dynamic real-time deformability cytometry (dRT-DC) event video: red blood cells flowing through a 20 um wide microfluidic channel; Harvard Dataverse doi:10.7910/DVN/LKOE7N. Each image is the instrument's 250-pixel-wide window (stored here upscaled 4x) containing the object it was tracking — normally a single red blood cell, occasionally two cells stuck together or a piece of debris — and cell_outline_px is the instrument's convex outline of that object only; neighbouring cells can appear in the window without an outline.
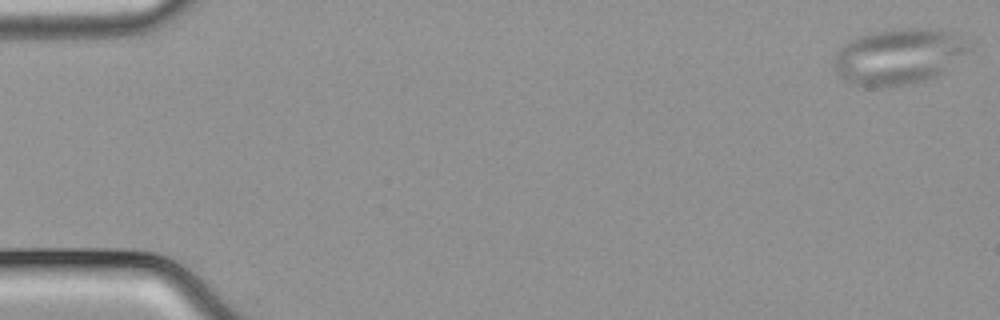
{"species": "common noctule bat (a hibernating species)", "species_latin": "Nyctalus noctula", "temperature_condition": "cold", "stored_images_in_passage": 53, "camera_frame_rate_fps": 3000, "um_per_image_px": 0.085, "animal": {"sex": "male", "body_mass_g": 21.5, "forearm_length_mm": 52.0}, "frame": {"image": 1, "passage_image": 1, "time_ms": 0.0, "image_size_px": [1000, 320], "cell_outline_px": [[972, 48], [936, 76], [924, 80], [904, 84], [864, 88], [840, 76], [832, 68], [832, 60], [836, 52], [844, 44], [860, 36], [872, 32], [900, 28], [928, 28], [944, 32], [956, 36], [972, 44]], "centroid_in_image_um": [76.31, 4.8], "position_along_channel_um": 8.7, "area_um2": 43.23}}
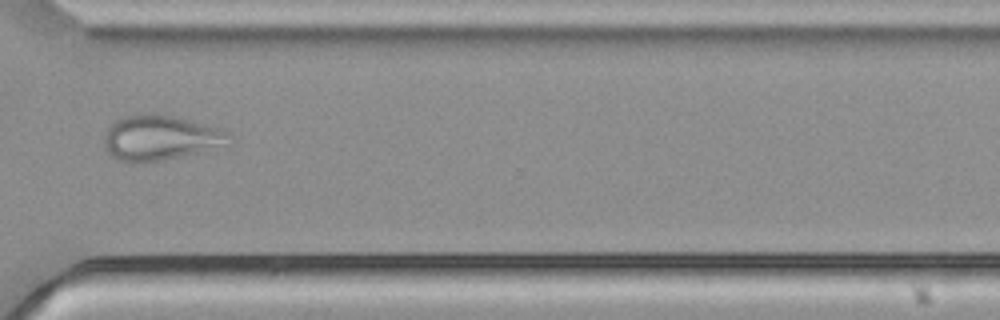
{"frame": {"image": 2, "passage_image": 40, "time_ms": 13.0, "image_size_px": [1000, 320], "cell_outline_px": [[232, 144], [200, 152], [164, 160], [144, 164], [136, 164], [116, 160], [108, 152], [104, 144], [104, 136], [108, 128], [120, 116], [136, 112], [156, 112], [180, 116], [228, 132], [232, 136]], "centroid_in_image_um": [13.61, 11.7], "position_along_channel_um": 357.0, "area_um2": 33.99}}
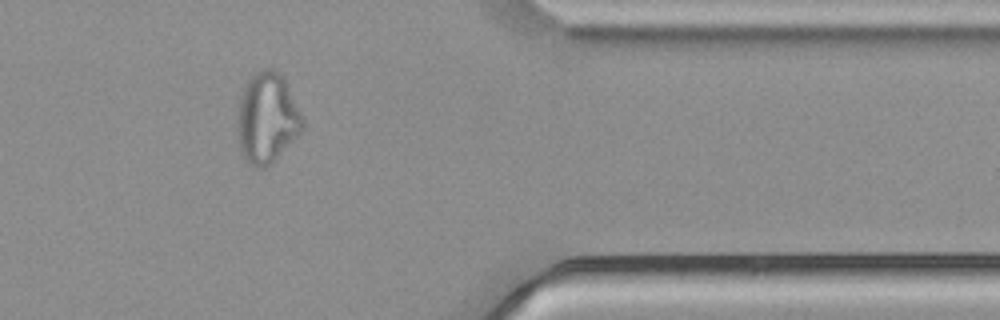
{"frame": {"image": 3, "passage_image": 44, "time_ms": 14.333, "image_size_px": [1000, 320], "cell_outline_px": [[304, 128], [272, 164], [264, 168], [260, 168], [252, 164], [244, 156], [240, 148], [236, 120], [236, 116], [240, 92], [248, 80], [260, 68], [272, 68], [284, 80], [304, 120]], "centroid_in_image_um": [22.67, 10.03], "position_along_channel_um": 388.7, "area_um2": 34.16}}